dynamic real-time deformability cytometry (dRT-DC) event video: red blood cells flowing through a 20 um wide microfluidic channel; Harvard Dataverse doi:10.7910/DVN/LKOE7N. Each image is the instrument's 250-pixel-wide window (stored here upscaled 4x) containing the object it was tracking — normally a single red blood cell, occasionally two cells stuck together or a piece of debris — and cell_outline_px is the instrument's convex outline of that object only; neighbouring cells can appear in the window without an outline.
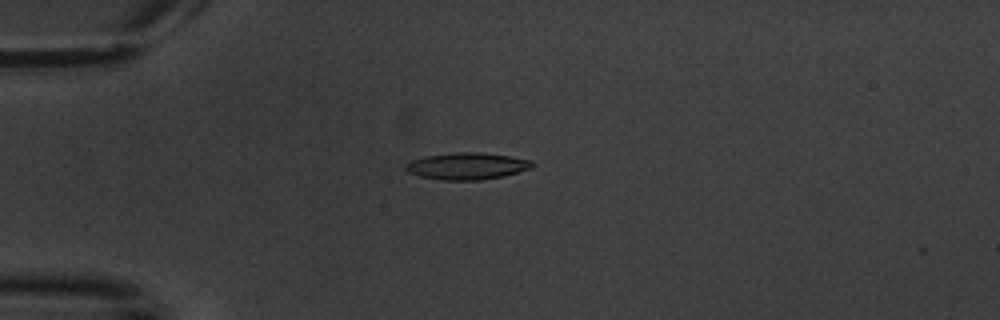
{"species": "common noctule bat (a hibernating species)", "species_latin": "Nyctalus noctula", "temperature_condition": "warm", "stored_images_in_passage": 4, "camera_frame_rate_fps": 3000, "um_per_image_px": 0.085, "animal": {"sex": "male", "body_mass_g": 20.1, "forearm_length_mm": 53.5}, "frame": {"image": 1, "passage_image": 3, "time_ms": 2.333, "image_size_px": [1000, 320], "cell_outline_px": [[532, 168], [504, 176], [480, 180], [444, 180], [420, 176], [408, 172], [404, 168], [404, 164], [412, 160], [424, 156], [456, 152], [480, 152], [508, 156], [532, 160]], "centroid_in_image_um": [39.67, 14.11], "position_along_channel_um": 45.3, "area_um2": 19.77}}